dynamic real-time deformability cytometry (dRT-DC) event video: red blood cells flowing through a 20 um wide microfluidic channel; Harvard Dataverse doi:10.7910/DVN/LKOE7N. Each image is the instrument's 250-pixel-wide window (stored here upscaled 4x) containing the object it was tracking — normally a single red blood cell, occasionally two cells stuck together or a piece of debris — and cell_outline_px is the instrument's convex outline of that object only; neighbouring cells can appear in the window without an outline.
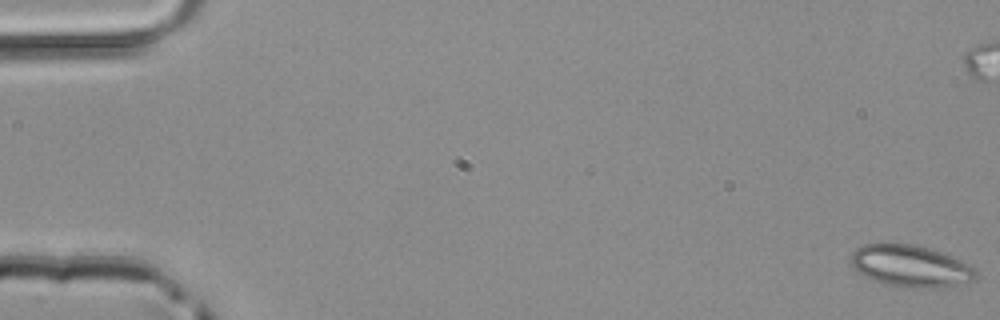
{"species": "common noctule bat (a hibernating species)", "species_latin": "Nyctalus noctula", "temperature_condition": "room temperature", "stored_images_in_passage": 52, "camera_frame_rate_fps": 3000, "um_per_image_px": 0.085, "animal": {"sex": "male", "body_mass_g": 20.4}, "frame": {"image": 1, "passage_image": 1, "time_ms": 0.0, "image_size_px": [1000, 320], "cell_outline_px": [[976, 276], [972, 280], [932, 288], [904, 288], [884, 284], [872, 280], [856, 272], [852, 264], [852, 252], [856, 248], [864, 244], [884, 240], [916, 244], [940, 252], [968, 264], [976, 268]], "centroid_in_image_um": [77.29, 22.57], "position_along_channel_um": 7.7, "area_um2": 30.87}}
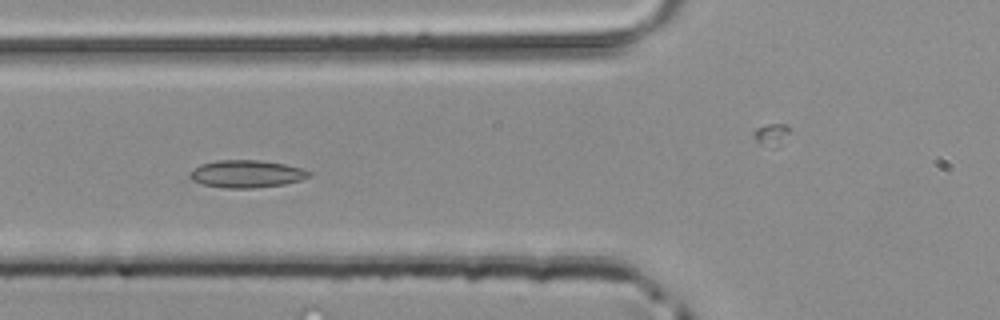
{"frame": {"image": 2, "passage_image": 20, "time_ms": 6.333, "image_size_px": [1000, 320], "cell_outline_px": [[312, 176], [300, 180], [284, 184], [252, 188], [224, 188], [200, 184], [192, 180], [188, 176], [188, 172], [192, 168], [200, 164], [216, 160], [260, 160], [284, 164], [300, 168], [312, 172]], "centroid_in_image_um": [20.9, 14.78], "position_along_channel_um": 104.9, "area_um2": 19.31}}
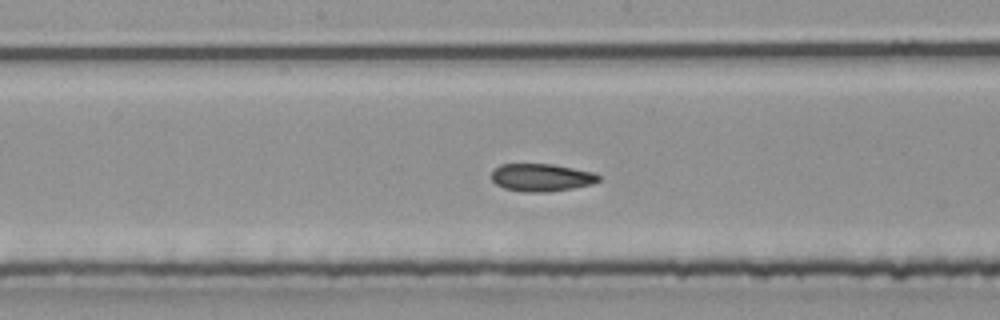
{"frame": {"image": 3, "passage_image": 27, "time_ms": 8.667, "image_size_px": [1000, 320], "cell_outline_px": [[600, 180], [592, 184], [572, 188], [548, 192], [520, 192], [504, 188], [496, 184], [492, 180], [492, 172], [500, 164], [552, 164], [592, 172], [600, 176]], "centroid_in_image_um": [46.0, 15.09], "position_along_channel_um": 202.2, "area_um2": 17.22}}